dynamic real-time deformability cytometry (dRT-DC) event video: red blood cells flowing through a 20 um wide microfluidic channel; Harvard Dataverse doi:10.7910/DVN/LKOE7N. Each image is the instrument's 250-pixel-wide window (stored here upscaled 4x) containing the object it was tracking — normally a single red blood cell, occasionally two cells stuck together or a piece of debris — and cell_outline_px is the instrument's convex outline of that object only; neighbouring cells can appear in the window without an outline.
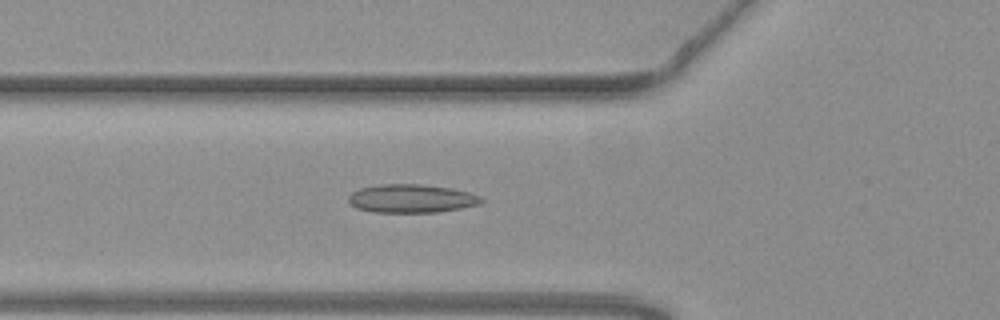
{"species": "common noctule bat (a hibernating species)", "species_latin": "Nyctalus noctula", "temperature_condition": "warm", "stored_images_in_passage": 56, "camera_frame_rate_fps": 3000, "um_per_image_px": 0.085, "animal": {"sex": "female", "body_mass_g": 19.3, "forearm_length_mm": 54.1}, "frame": {"image": 1, "passage_image": 20, "time_ms": 6.333, "image_size_px": [1000, 320], "cell_outline_px": [[484, 200], [480, 204], [460, 208], [436, 212], [372, 212], [356, 208], [348, 204], [348, 196], [352, 192], [360, 188], [384, 184], [420, 184], [452, 188], [468, 192], [480, 196]], "centroid_in_image_um": [34.94, 16.87], "position_along_channel_um": 90.9, "area_um2": 22.02}}
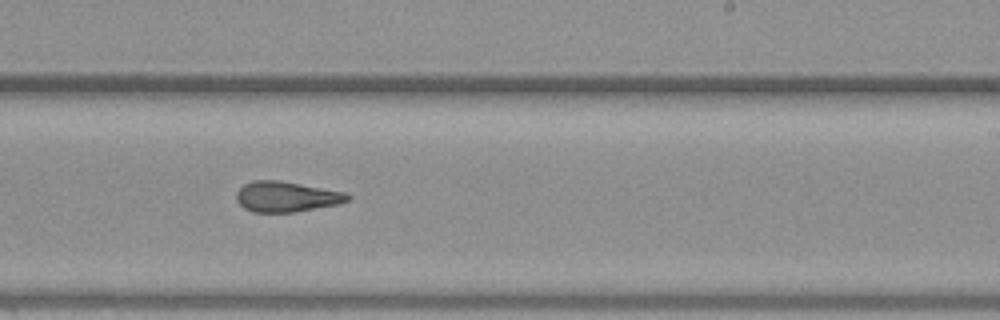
{"frame": {"image": 2, "passage_image": 34, "time_ms": 11.0, "image_size_px": [1000, 320], "cell_outline_px": [[352, 196], [348, 200], [336, 204], [292, 212], [252, 212], [244, 208], [236, 200], [236, 192], [244, 184], [252, 180], [280, 180], [344, 192]], "centroid_in_image_um": [24.29, 16.71], "position_along_channel_um": 264.7, "area_um2": 19.54}}
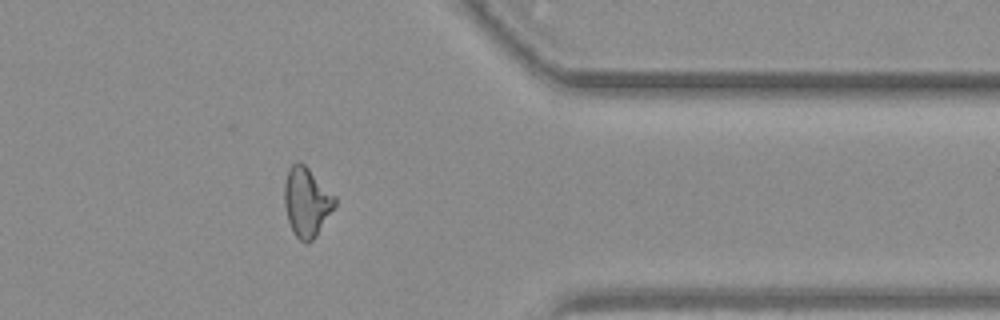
{"frame": {"image": 3, "passage_image": 45, "time_ms": 14.667, "image_size_px": [1000, 320], "cell_outline_px": [[336, 204], [316, 236], [308, 244], [304, 244], [296, 236], [288, 220], [284, 204], [284, 184], [288, 168], [296, 160], [300, 160], [336, 196]], "centroid_in_image_um": [26.05, 17.15], "position_along_channel_um": 385.3, "area_um2": 20.4}, "authors_computed_cell_mechanics": {"area_um2": 20.519, "velocity_mm_per_s": 3.7138, "shape_relaxation_time_tau1_ms": null, "shape_relaxation_time_tau2_ms": 2.7389, "deformation_change_tau1": null, "deformation_change_tau2": 0.0996}}